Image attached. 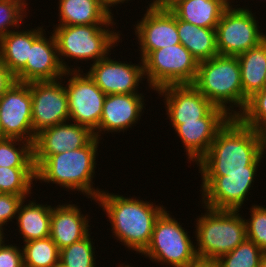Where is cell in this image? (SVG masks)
Segmentation results:
<instances>
[{"label": "cell", "mask_w": 266, "mask_h": 267, "mask_svg": "<svg viewBox=\"0 0 266 267\" xmlns=\"http://www.w3.org/2000/svg\"><path fill=\"white\" fill-rule=\"evenodd\" d=\"M110 25H69L57 26L53 30L57 42V50L61 65L66 71L71 69L64 60H93V63L109 55L117 42H120L119 32L109 30ZM108 28V29H107ZM65 57L64 59H62Z\"/></svg>", "instance_id": "cell-6"}, {"label": "cell", "mask_w": 266, "mask_h": 267, "mask_svg": "<svg viewBox=\"0 0 266 267\" xmlns=\"http://www.w3.org/2000/svg\"><path fill=\"white\" fill-rule=\"evenodd\" d=\"M17 145H19L18 148ZM3 166L10 168L35 167L33 144L16 138L0 139V167Z\"/></svg>", "instance_id": "cell-30"}, {"label": "cell", "mask_w": 266, "mask_h": 267, "mask_svg": "<svg viewBox=\"0 0 266 267\" xmlns=\"http://www.w3.org/2000/svg\"><path fill=\"white\" fill-rule=\"evenodd\" d=\"M24 244L21 248L24 267H54L59 262L60 250L50 236Z\"/></svg>", "instance_id": "cell-28"}, {"label": "cell", "mask_w": 266, "mask_h": 267, "mask_svg": "<svg viewBox=\"0 0 266 267\" xmlns=\"http://www.w3.org/2000/svg\"><path fill=\"white\" fill-rule=\"evenodd\" d=\"M240 74L237 56L218 54L209 60L199 62L192 85L214 106L222 108L231 117H237L243 111ZM228 103L230 107L227 106ZM234 107H238L240 111H235Z\"/></svg>", "instance_id": "cell-4"}, {"label": "cell", "mask_w": 266, "mask_h": 267, "mask_svg": "<svg viewBox=\"0 0 266 267\" xmlns=\"http://www.w3.org/2000/svg\"><path fill=\"white\" fill-rule=\"evenodd\" d=\"M93 137L88 127L68 121L41 130L33 144L35 168L51 155L84 147Z\"/></svg>", "instance_id": "cell-14"}, {"label": "cell", "mask_w": 266, "mask_h": 267, "mask_svg": "<svg viewBox=\"0 0 266 267\" xmlns=\"http://www.w3.org/2000/svg\"><path fill=\"white\" fill-rule=\"evenodd\" d=\"M128 2L129 0H100V2L111 12L112 10H110L111 7H113L114 5L120 4V3H124V2Z\"/></svg>", "instance_id": "cell-41"}, {"label": "cell", "mask_w": 266, "mask_h": 267, "mask_svg": "<svg viewBox=\"0 0 266 267\" xmlns=\"http://www.w3.org/2000/svg\"><path fill=\"white\" fill-rule=\"evenodd\" d=\"M264 88H266V73H265V82H264Z\"/></svg>", "instance_id": "cell-48"}, {"label": "cell", "mask_w": 266, "mask_h": 267, "mask_svg": "<svg viewBox=\"0 0 266 267\" xmlns=\"http://www.w3.org/2000/svg\"><path fill=\"white\" fill-rule=\"evenodd\" d=\"M42 33L30 49L26 66L15 76L16 81L30 83L63 79L66 70L61 65L54 34L47 38Z\"/></svg>", "instance_id": "cell-18"}, {"label": "cell", "mask_w": 266, "mask_h": 267, "mask_svg": "<svg viewBox=\"0 0 266 267\" xmlns=\"http://www.w3.org/2000/svg\"><path fill=\"white\" fill-rule=\"evenodd\" d=\"M27 4L25 0H0V35L2 37L12 31L9 30L10 27L19 29L23 18L27 15V9H25Z\"/></svg>", "instance_id": "cell-34"}, {"label": "cell", "mask_w": 266, "mask_h": 267, "mask_svg": "<svg viewBox=\"0 0 266 267\" xmlns=\"http://www.w3.org/2000/svg\"><path fill=\"white\" fill-rule=\"evenodd\" d=\"M177 31L180 43L199 62L209 60L218 55L216 45V29L195 26L176 16Z\"/></svg>", "instance_id": "cell-26"}, {"label": "cell", "mask_w": 266, "mask_h": 267, "mask_svg": "<svg viewBox=\"0 0 266 267\" xmlns=\"http://www.w3.org/2000/svg\"><path fill=\"white\" fill-rule=\"evenodd\" d=\"M156 92L165 98L166 113L174 129L205 117L215 107L193 85H168Z\"/></svg>", "instance_id": "cell-17"}, {"label": "cell", "mask_w": 266, "mask_h": 267, "mask_svg": "<svg viewBox=\"0 0 266 267\" xmlns=\"http://www.w3.org/2000/svg\"><path fill=\"white\" fill-rule=\"evenodd\" d=\"M93 137L84 147L49 156L37 169L36 181L54 183L60 187L84 193L95 199L102 192L93 187L99 141Z\"/></svg>", "instance_id": "cell-3"}, {"label": "cell", "mask_w": 266, "mask_h": 267, "mask_svg": "<svg viewBox=\"0 0 266 267\" xmlns=\"http://www.w3.org/2000/svg\"><path fill=\"white\" fill-rule=\"evenodd\" d=\"M83 70L65 72L68 84L69 121L88 127L94 132L100 122L106 94L95 84L94 80Z\"/></svg>", "instance_id": "cell-10"}, {"label": "cell", "mask_w": 266, "mask_h": 267, "mask_svg": "<svg viewBox=\"0 0 266 267\" xmlns=\"http://www.w3.org/2000/svg\"><path fill=\"white\" fill-rule=\"evenodd\" d=\"M135 34L143 60L150 52L180 43L176 15L172 11H156L147 7L141 21H137Z\"/></svg>", "instance_id": "cell-19"}, {"label": "cell", "mask_w": 266, "mask_h": 267, "mask_svg": "<svg viewBox=\"0 0 266 267\" xmlns=\"http://www.w3.org/2000/svg\"><path fill=\"white\" fill-rule=\"evenodd\" d=\"M257 171L225 173V176H201L203 206L216 210H240Z\"/></svg>", "instance_id": "cell-13"}, {"label": "cell", "mask_w": 266, "mask_h": 267, "mask_svg": "<svg viewBox=\"0 0 266 267\" xmlns=\"http://www.w3.org/2000/svg\"><path fill=\"white\" fill-rule=\"evenodd\" d=\"M265 154L258 130L231 117L217 132L208 152L195 164L201 176L257 171Z\"/></svg>", "instance_id": "cell-1"}, {"label": "cell", "mask_w": 266, "mask_h": 267, "mask_svg": "<svg viewBox=\"0 0 266 267\" xmlns=\"http://www.w3.org/2000/svg\"><path fill=\"white\" fill-rule=\"evenodd\" d=\"M58 26L115 25L113 14L100 0H59Z\"/></svg>", "instance_id": "cell-22"}, {"label": "cell", "mask_w": 266, "mask_h": 267, "mask_svg": "<svg viewBox=\"0 0 266 267\" xmlns=\"http://www.w3.org/2000/svg\"><path fill=\"white\" fill-rule=\"evenodd\" d=\"M142 255L172 267H186L197 257L188 232L166 208L156 220L151 241Z\"/></svg>", "instance_id": "cell-8"}, {"label": "cell", "mask_w": 266, "mask_h": 267, "mask_svg": "<svg viewBox=\"0 0 266 267\" xmlns=\"http://www.w3.org/2000/svg\"><path fill=\"white\" fill-rule=\"evenodd\" d=\"M24 202L25 199L20 204L16 216L18 222L16 224H18L20 235L24 238L23 242L49 237L51 205L38 204L35 200L26 205Z\"/></svg>", "instance_id": "cell-27"}, {"label": "cell", "mask_w": 266, "mask_h": 267, "mask_svg": "<svg viewBox=\"0 0 266 267\" xmlns=\"http://www.w3.org/2000/svg\"><path fill=\"white\" fill-rule=\"evenodd\" d=\"M237 118L258 131L266 124V88L248 98L245 108Z\"/></svg>", "instance_id": "cell-33"}, {"label": "cell", "mask_w": 266, "mask_h": 267, "mask_svg": "<svg viewBox=\"0 0 266 267\" xmlns=\"http://www.w3.org/2000/svg\"><path fill=\"white\" fill-rule=\"evenodd\" d=\"M243 89V109L248 98L264 88L266 73V39L237 56Z\"/></svg>", "instance_id": "cell-24"}, {"label": "cell", "mask_w": 266, "mask_h": 267, "mask_svg": "<svg viewBox=\"0 0 266 267\" xmlns=\"http://www.w3.org/2000/svg\"><path fill=\"white\" fill-rule=\"evenodd\" d=\"M32 98L28 83L14 82L0 97V124L4 138H16L34 144Z\"/></svg>", "instance_id": "cell-11"}, {"label": "cell", "mask_w": 266, "mask_h": 267, "mask_svg": "<svg viewBox=\"0 0 266 267\" xmlns=\"http://www.w3.org/2000/svg\"><path fill=\"white\" fill-rule=\"evenodd\" d=\"M249 8L230 5L216 26V45L220 55L238 56L266 39Z\"/></svg>", "instance_id": "cell-9"}, {"label": "cell", "mask_w": 266, "mask_h": 267, "mask_svg": "<svg viewBox=\"0 0 266 267\" xmlns=\"http://www.w3.org/2000/svg\"><path fill=\"white\" fill-rule=\"evenodd\" d=\"M205 209L204 215L201 213L196 220V254L218 260L247 238L246 219L239 210Z\"/></svg>", "instance_id": "cell-5"}, {"label": "cell", "mask_w": 266, "mask_h": 267, "mask_svg": "<svg viewBox=\"0 0 266 267\" xmlns=\"http://www.w3.org/2000/svg\"><path fill=\"white\" fill-rule=\"evenodd\" d=\"M34 180L35 167H0V193L29 195Z\"/></svg>", "instance_id": "cell-29"}, {"label": "cell", "mask_w": 266, "mask_h": 267, "mask_svg": "<svg viewBox=\"0 0 266 267\" xmlns=\"http://www.w3.org/2000/svg\"><path fill=\"white\" fill-rule=\"evenodd\" d=\"M16 82L15 76L4 65L0 58V97Z\"/></svg>", "instance_id": "cell-38"}, {"label": "cell", "mask_w": 266, "mask_h": 267, "mask_svg": "<svg viewBox=\"0 0 266 267\" xmlns=\"http://www.w3.org/2000/svg\"><path fill=\"white\" fill-rule=\"evenodd\" d=\"M124 264H121V265H119V267H131L130 265H124Z\"/></svg>", "instance_id": "cell-47"}, {"label": "cell", "mask_w": 266, "mask_h": 267, "mask_svg": "<svg viewBox=\"0 0 266 267\" xmlns=\"http://www.w3.org/2000/svg\"><path fill=\"white\" fill-rule=\"evenodd\" d=\"M186 267H220L218 260L196 257Z\"/></svg>", "instance_id": "cell-40"}, {"label": "cell", "mask_w": 266, "mask_h": 267, "mask_svg": "<svg viewBox=\"0 0 266 267\" xmlns=\"http://www.w3.org/2000/svg\"><path fill=\"white\" fill-rule=\"evenodd\" d=\"M63 79L30 82L33 132L69 121L68 95Z\"/></svg>", "instance_id": "cell-12"}, {"label": "cell", "mask_w": 266, "mask_h": 267, "mask_svg": "<svg viewBox=\"0 0 266 267\" xmlns=\"http://www.w3.org/2000/svg\"><path fill=\"white\" fill-rule=\"evenodd\" d=\"M89 234L84 239L60 250L59 262L65 267H97L95 248Z\"/></svg>", "instance_id": "cell-31"}, {"label": "cell", "mask_w": 266, "mask_h": 267, "mask_svg": "<svg viewBox=\"0 0 266 267\" xmlns=\"http://www.w3.org/2000/svg\"><path fill=\"white\" fill-rule=\"evenodd\" d=\"M26 197L29 196L0 193V229L4 230L2 226L16 219L19 206Z\"/></svg>", "instance_id": "cell-36"}, {"label": "cell", "mask_w": 266, "mask_h": 267, "mask_svg": "<svg viewBox=\"0 0 266 267\" xmlns=\"http://www.w3.org/2000/svg\"><path fill=\"white\" fill-rule=\"evenodd\" d=\"M3 138H4V135H3L1 124H0V139H3Z\"/></svg>", "instance_id": "cell-45"}, {"label": "cell", "mask_w": 266, "mask_h": 267, "mask_svg": "<svg viewBox=\"0 0 266 267\" xmlns=\"http://www.w3.org/2000/svg\"><path fill=\"white\" fill-rule=\"evenodd\" d=\"M263 250L253 241L245 239L234 250L218 259L220 267H260Z\"/></svg>", "instance_id": "cell-32"}, {"label": "cell", "mask_w": 266, "mask_h": 267, "mask_svg": "<svg viewBox=\"0 0 266 267\" xmlns=\"http://www.w3.org/2000/svg\"><path fill=\"white\" fill-rule=\"evenodd\" d=\"M0 267H24L22 249L4 241L0 245Z\"/></svg>", "instance_id": "cell-37"}, {"label": "cell", "mask_w": 266, "mask_h": 267, "mask_svg": "<svg viewBox=\"0 0 266 267\" xmlns=\"http://www.w3.org/2000/svg\"><path fill=\"white\" fill-rule=\"evenodd\" d=\"M140 61V65L126 64L107 56L93 63L88 75L106 95L139 93V83L145 79L143 60Z\"/></svg>", "instance_id": "cell-15"}, {"label": "cell", "mask_w": 266, "mask_h": 267, "mask_svg": "<svg viewBox=\"0 0 266 267\" xmlns=\"http://www.w3.org/2000/svg\"><path fill=\"white\" fill-rule=\"evenodd\" d=\"M149 4V8L156 11H171L183 0H152Z\"/></svg>", "instance_id": "cell-39"}, {"label": "cell", "mask_w": 266, "mask_h": 267, "mask_svg": "<svg viewBox=\"0 0 266 267\" xmlns=\"http://www.w3.org/2000/svg\"><path fill=\"white\" fill-rule=\"evenodd\" d=\"M107 213L112 227V235L124 243L128 250L143 253L148 247L154 225L160 214L165 210L153 202L123 197L103 191L95 199ZM154 204V205H153ZM130 248V249H129Z\"/></svg>", "instance_id": "cell-2"}, {"label": "cell", "mask_w": 266, "mask_h": 267, "mask_svg": "<svg viewBox=\"0 0 266 267\" xmlns=\"http://www.w3.org/2000/svg\"><path fill=\"white\" fill-rule=\"evenodd\" d=\"M78 207L75 204L68 203L52 207L50 238L59 250L84 239L90 234L88 214L84 216L80 210L81 208Z\"/></svg>", "instance_id": "cell-21"}, {"label": "cell", "mask_w": 266, "mask_h": 267, "mask_svg": "<svg viewBox=\"0 0 266 267\" xmlns=\"http://www.w3.org/2000/svg\"><path fill=\"white\" fill-rule=\"evenodd\" d=\"M144 98L140 93L106 95L98 128L93 132L100 139L102 131L123 132L135 126L142 115Z\"/></svg>", "instance_id": "cell-20"}, {"label": "cell", "mask_w": 266, "mask_h": 267, "mask_svg": "<svg viewBox=\"0 0 266 267\" xmlns=\"http://www.w3.org/2000/svg\"><path fill=\"white\" fill-rule=\"evenodd\" d=\"M3 234H5L4 231L2 229H0V245L5 241L3 239H6V238H4L5 236Z\"/></svg>", "instance_id": "cell-44"}, {"label": "cell", "mask_w": 266, "mask_h": 267, "mask_svg": "<svg viewBox=\"0 0 266 267\" xmlns=\"http://www.w3.org/2000/svg\"><path fill=\"white\" fill-rule=\"evenodd\" d=\"M251 218L245 220L247 239L266 250V207L252 205Z\"/></svg>", "instance_id": "cell-35"}, {"label": "cell", "mask_w": 266, "mask_h": 267, "mask_svg": "<svg viewBox=\"0 0 266 267\" xmlns=\"http://www.w3.org/2000/svg\"><path fill=\"white\" fill-rule=\"evenodd\" d=\"M198 61L182 45L154 50L143 59L148 86L157 91L168 85H192Z\"/></svg>", "instance_id": "cell-7"}, {"label": "cell", "mask_w": 266, "mask_h": 267, "mask_svg": "<svg viewBox=\"0 0 266 267\" xmlns=\"http://www.w3.org/2000/svg\"><path fill=\"white\" fill-rule=\"evenodd\" d=\"M230 0H183L171 11L195 26L215 29Z\"/></svg>", "instance_id": "cell-25"}, {"label": "cell", "mask_w": 266, "mask_h": 267, "mask_svg": "<svg viewBox=\"0 0 266 267\" xmlns=\"http://www.w3.org/2000/svg\"><path fill=\"white\" fill-rule=\"evenodd\" d=\"M260 267H266V250H263L260 258Z\"/></svg>", "instance_id": "cell-43"}, {"label": "cell", "mask_w": 266, "mask_h": 267, "mask_svg": "<svg viewBox=\"0 0 266 267\" xmlns=\"http://www.w3.org/2000/svg\"><path fill=\"white\" fill-rule=\"evenodd\" d=\"M54 267H65V266L61 264L60 262H58Z\"/></svg>", "instance_id": "cell-46"}, {"label": "cell", "mask_w": 266, "mask_h": 267, "mask_svg": "<svg viewBox=\"0 0 266 267\" xmlns=\"http://www.w3.org/2000/svg\"><path fill=\"white\" fill-rule=\"evenodd\" d=\"M261 135V141L263 143L264 151L266 149V124L259 130Z\"/></svg>", "instance_id": "cell-42"}, {"label": "cell", "mask_w": 266, "mask_h": 267, "mask_svg": "<svg viewBox=\"0 0 266 267\" xmlns=\"http://www.w3.org/2000/svg\"><path fill=\"white\" fill-rule=\"evenodd\" d=\"M230 118L222 108L215 106L205 117L184 122L175 128L189 161L197 163L208 152L217 132Z\"/></svg>", "instance_id": "cell-16"}, {"label": "cell", "mask_w": 266, "mask_h": 267, "mask_svg": "<svg viewBox=\"0 0 266 267\" xmlns=\"http://www.w3.org/2000/svg\"><path fill=\"white\" fill-rule=\"evenodd\" d=\"M43 32L42 27L27 31L14 29L1 38L0 58L14 76L26 66L32 43Z\"/></svg>", "instance_id": "cell-23"}]
</instances>
